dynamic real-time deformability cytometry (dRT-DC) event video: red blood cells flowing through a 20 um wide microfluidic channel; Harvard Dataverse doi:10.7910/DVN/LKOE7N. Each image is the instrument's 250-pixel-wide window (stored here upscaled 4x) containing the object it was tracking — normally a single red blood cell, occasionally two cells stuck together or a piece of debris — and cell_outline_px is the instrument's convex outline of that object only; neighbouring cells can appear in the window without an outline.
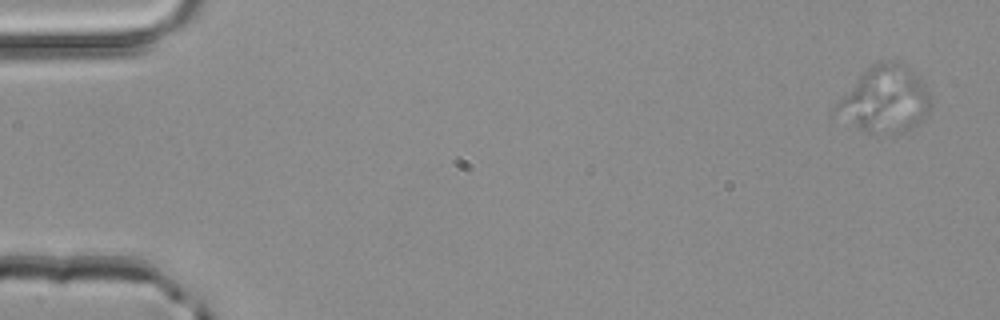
{"species": "common noctule bat (a hibernating species)", "species_latin": "Nyctalus noctula", "temperature_condition": "room temperature", "stored_images_in_passage": 3, "camera_frame_rate_fps": 3000, "um_per_image_px": 0.085, "animal": {"sex": "male", "body_mass_g": 20.4}, "frame": {"image": 1, "passage_image": 3, "time_ms": 0.667, "image_size_px": [1000, 320], "cell_outline_px": [[932, 108], [924, 120], [912, 128], [904, 132], [868, 132], [860, 128], [832, 112], [832, 108], [860, 76], [876, 60], [896, 60], [904, 64], [920, 80], [932, 96]], "centroid_in_image_um": [75.27, 8.44], "position_along_channel_um": 9.7, "area_um2": 36.3}}